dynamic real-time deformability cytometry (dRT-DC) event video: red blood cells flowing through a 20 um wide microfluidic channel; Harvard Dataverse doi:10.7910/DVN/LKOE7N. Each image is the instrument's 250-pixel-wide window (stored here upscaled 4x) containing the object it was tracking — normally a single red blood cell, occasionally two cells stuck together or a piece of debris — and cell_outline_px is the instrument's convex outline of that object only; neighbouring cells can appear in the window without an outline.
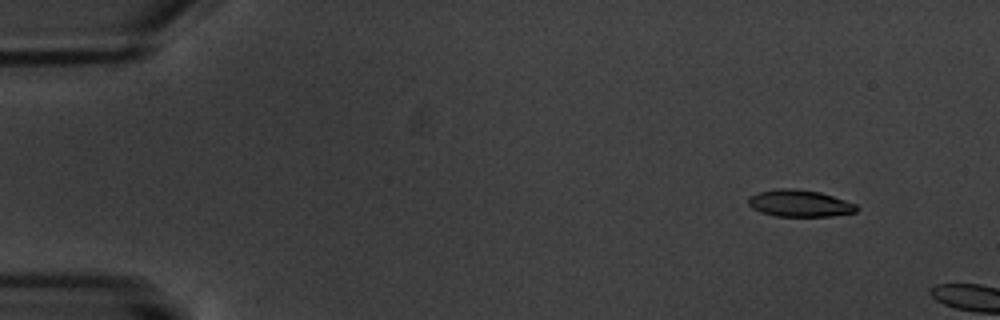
{"species": "common noctule bat (a hibernating species)", "species_latin": "Nyctalus noctula", "temperature_condition": "warm", "stored_images_in_passage": 2, "camera_frame_rate_fps": 3000, "um_per_image_px": 0.085, "animal": {"sex": "male", "body_mass_g": 20.1, "forearm_length_mm": 53.5}, "frame": {"image": 1, "passage_image": 1, "time_ms": 0.0, "image_size_px": [1000, 320], "cell_outline_px": [[860, 208], [856, 212], [832, 216], [776, 216], [760, 212], [752, 208], [748, 204], [748, 196], [756, 192], [776, 188], [796, 188], [820, 192], [856, 204]], "centroid_in_image_um": [67.93, 17.27], "position_along_channel_um": 17.1, "area_um2": 17.17}}